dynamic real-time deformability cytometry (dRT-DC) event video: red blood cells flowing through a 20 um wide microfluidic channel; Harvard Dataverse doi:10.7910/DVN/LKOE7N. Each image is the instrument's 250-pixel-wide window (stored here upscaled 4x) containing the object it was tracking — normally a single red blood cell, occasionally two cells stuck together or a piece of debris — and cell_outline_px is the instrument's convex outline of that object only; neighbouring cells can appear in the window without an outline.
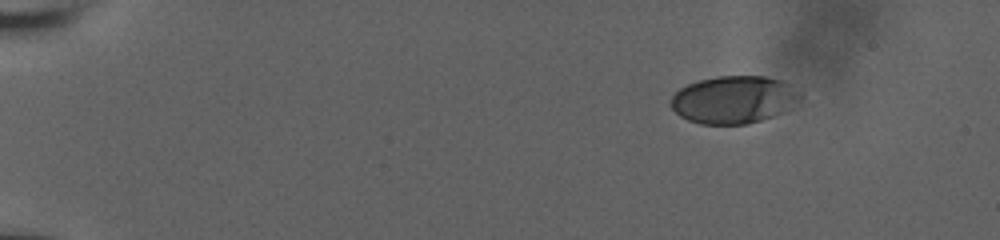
{"species": "human", "species_latin": "Homo sapiens", "temperature_condition": "room temperature", "stored_images_in_passage": 49, "camera_frame_rate_fps": 3000, "um_per_image_px": 0.085, "donor": {"sex": "male"}, "frame": {"image": 1, "passage_image": 1, "time_ms": 0.0, "image_size_px": [1000, 240], "cell_outline_px": [[800, 96], [780, 112], [772, 116], [748, 124], [700, 124], [688, 120], [680, 116], [668, 104], [672, 96], [680, 88], [688, 84], [700, 80], [716, 76], [764, 76], [784, 80]], "centroid_in_image_um": [62.26, 8.46], "position_along_channel_um": 22.7, "area_um2": 35.26}}
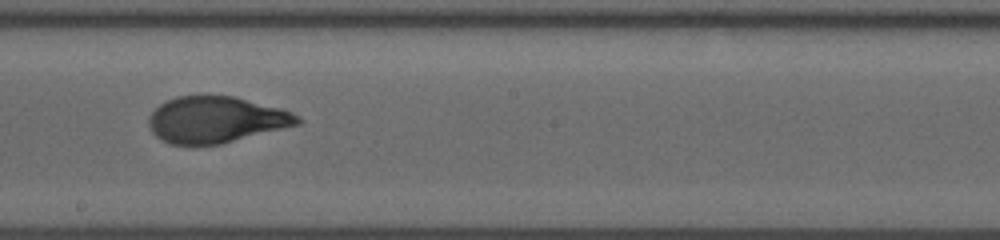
{"frame": {"image": 2, "passage_image": 27, "time_ms": 8.667, "image_size_px": [1000, 240], "cell_outline_px": [[304, 120], [300, 124], [220, 144], [168, 144], [156, 136], [152, 132], [148, 124], [148, 116], [160, 104], [176, 96], [236, 96], [280, 108], [292, 112], [300, 116]], "centroid_in_image_um": [18.37, 10.17], "position_along_channel_um": 229.8, "area_um2": 40.11}}
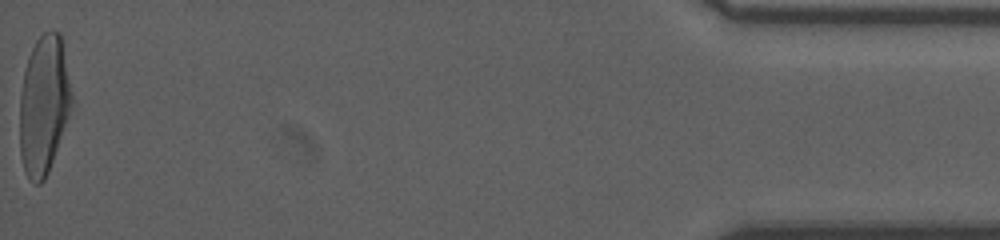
{"frame": {"image": 3, "passage_image": 49, "time_ms": 16.0, "image_size_px": [1000, 240], "cell_outline_px": [[72, 104], [68, 116], [48, 172], [44, 180], [40, 184], [36, 184], [24, 172], [20, 156], [20, 96], [24, 72], [28, 56], [36, 40], [44, 32], [60, 32], [72, 92]], "centroid_in_image_um": [3.71, 8.92], "position_along_channel_um": 431.5, "area_um2": 41.62}, "authors_computed_cell_mechanics": {"area_um2": 40.0554, "velocity_mm_per_s": 3.917, "shape_relaxation_time_tau1_ms": 5.4167, "shape_relaxation_time_tau2_ms": null, "deformation_change_tau1": 0.2122, "deformation_change_tau2": null}}